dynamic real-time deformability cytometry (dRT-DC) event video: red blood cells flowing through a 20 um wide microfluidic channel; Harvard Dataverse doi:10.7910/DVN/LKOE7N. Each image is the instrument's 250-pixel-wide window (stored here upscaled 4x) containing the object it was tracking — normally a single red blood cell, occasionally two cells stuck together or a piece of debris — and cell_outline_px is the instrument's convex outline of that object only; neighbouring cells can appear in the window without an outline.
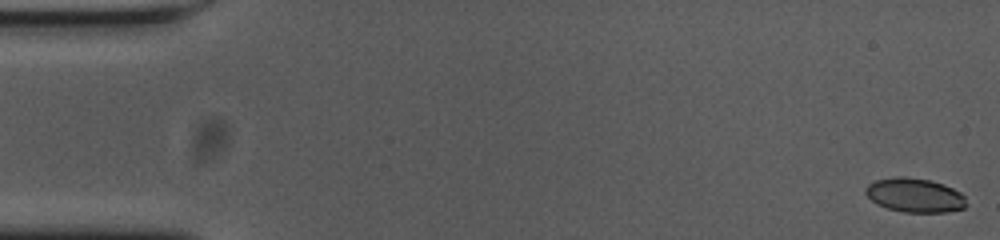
{"species": "common noctule bat (a hibernating species)", "species_latin": "Nyctalus noctula", "temperature_condition": "cold", "stored_images_in_passage": 14, "camera_frame_rate_fps": 3000, "um_per_image_px": 0.085, "animal": {"sex": "female", "body_mass_g": 23.0, "forearm_length_mm": 53.4}, "frame": {"image": 1, "passage_image": 1, "time_ms": 0.0, "image_size_px": [1000, 240], "cell_outline_px": [[968, 204], [964, 208], [948, 212], [904, 212], [888, 208], [876, 204], [864, 192], [864, 188], [868, 184], [876, 180], [896, 176], [904, 176], [928, 180], [944, 184], [960, 192], [964, 196]], "centroid_in_image_um": [77.76, 16.59], "position_along_channel_um": 7.2, "area_um2": 20.11}}